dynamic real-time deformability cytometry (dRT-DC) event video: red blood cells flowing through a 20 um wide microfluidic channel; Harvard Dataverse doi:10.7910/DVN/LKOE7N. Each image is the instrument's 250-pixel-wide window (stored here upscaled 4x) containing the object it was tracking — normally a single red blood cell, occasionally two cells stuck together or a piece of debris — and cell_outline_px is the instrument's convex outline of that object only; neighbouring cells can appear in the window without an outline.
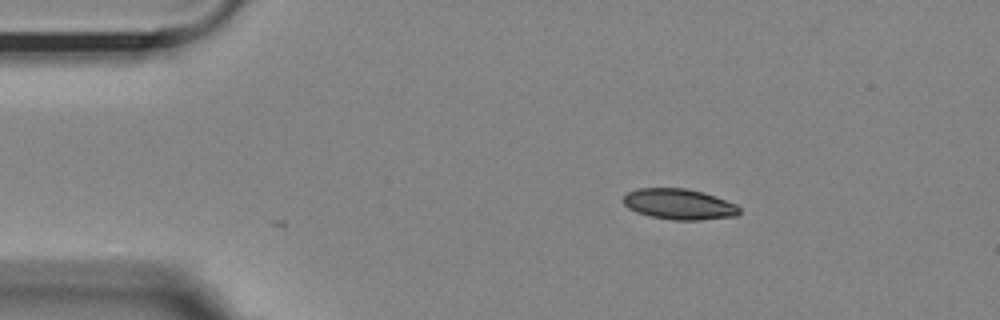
{"species": "Egyptian fruit bat (a non-hibernating species)", "species_latin": "Rousettus aegyptiacus", "temperature_condition": "room temperature", "stored_images_in_passage": 3, "camera_frame_rate_fps": 3000, "um_per_image_px": 0.085, "animal": {"sex": "female"}, "frame": {"image": 1, "passage_image": 1, "time_ms": 0.0, "image_size_px": [1000, 320], "cell_outline_px": [[740, 212], [736, 216], [700, 220], [672, 220], [648, 216], [636, 212], [628, 208], [624, 204], [624, 196], [628, 192], [636, 188], [684, 188], [704, 192], [716, 196], [736, 204], [740, 208]], "centroid_in_image_um": [57.72, 17.36], "position_along_channel_um": 27.3, "area_um2": 20.92}}